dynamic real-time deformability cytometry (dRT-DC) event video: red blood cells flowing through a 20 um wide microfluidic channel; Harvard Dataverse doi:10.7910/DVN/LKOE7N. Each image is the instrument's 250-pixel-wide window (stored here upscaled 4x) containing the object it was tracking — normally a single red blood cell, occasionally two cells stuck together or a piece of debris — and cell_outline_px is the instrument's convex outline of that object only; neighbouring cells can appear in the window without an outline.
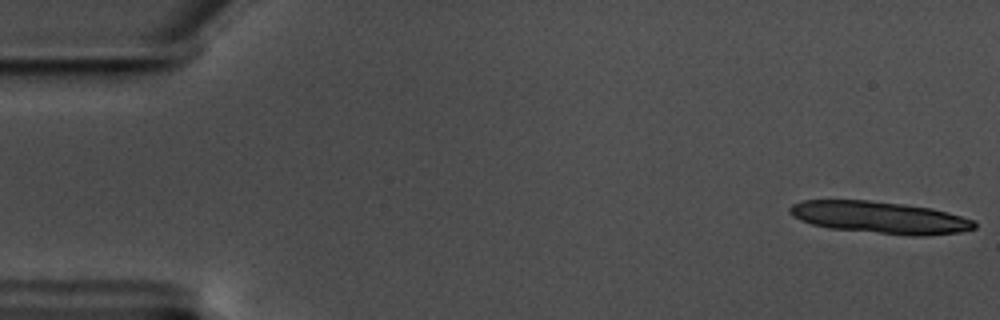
{"species": "common noctule bat (a hibernating species)", "species_latin": "Nyctalus noctula", "temperature_condition": "warm", "stored_images_in_passage": 12, "camera_frame_rate_fps": 3000, "um_per_image_px": 0.085, "animal": {"sex": "male", "body_mass_g": 17.5, "forearm_length_mm": 52.3}, "frame": {"image": 1, "passage_image": 1, "time_ms": 0.0, "image_size_px": [1000, 320], "cell_outline_px": [[976, 228], [960, 232], [924, 236], [912, 236], [828, 228], [812, 224], [800, 220], [792, 216], [788, 212], [788, 208], [792, 204], [804, 200], [868, 200], [904, 204], [932, 208], [948, 212], [972, 220], [976, 224]], "centroid_in_image_um": [74.76, 18.48], "position_along_channel_um": 10.2, "area_um2": 34.56}}